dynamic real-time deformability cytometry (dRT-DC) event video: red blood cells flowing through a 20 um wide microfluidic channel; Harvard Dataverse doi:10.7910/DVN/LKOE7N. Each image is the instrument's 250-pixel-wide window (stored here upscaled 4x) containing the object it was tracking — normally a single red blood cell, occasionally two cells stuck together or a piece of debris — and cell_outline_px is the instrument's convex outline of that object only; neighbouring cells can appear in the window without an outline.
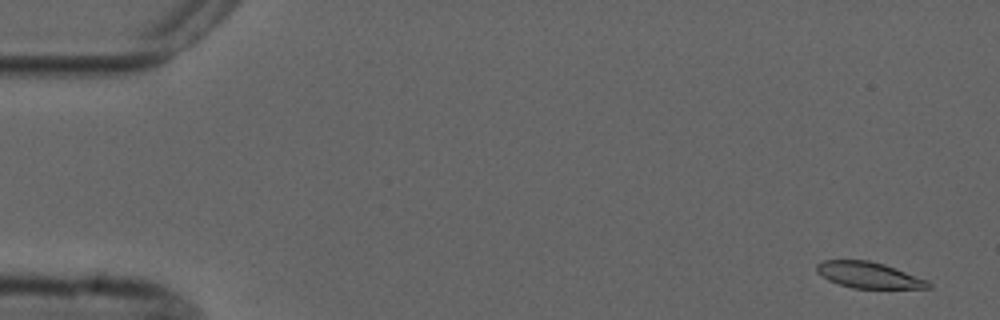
{"species": "common noctule bat (a hibernating species)", "species_latin": "Nyctalus noctula", "temperature_condition": "cold", "stored_images_in_passage": 6, "segment_of_instrument_passage": [2, 2], "camera_frame_rate_fps": 3000, "um_per_image_px": 0.085, "animal": {"sex": "male", "forearm_length_mm": 52.5}, "frame": {"image": 1, "passage_image": 6, "time_ms": 6.0, "image_size_px": [1000, 320], "cell_outline_px": [[932, 288], [852, 288], [828, 280], [820, 276], [816, 272], [816, 264], [824, 260], [868, 260], [884, 264], [928, 280], [932, 284]], "centroid_in_image_um": [73.83, 23.38], "position_along_channel_um": 11.2, "area_um2": 16.99}}